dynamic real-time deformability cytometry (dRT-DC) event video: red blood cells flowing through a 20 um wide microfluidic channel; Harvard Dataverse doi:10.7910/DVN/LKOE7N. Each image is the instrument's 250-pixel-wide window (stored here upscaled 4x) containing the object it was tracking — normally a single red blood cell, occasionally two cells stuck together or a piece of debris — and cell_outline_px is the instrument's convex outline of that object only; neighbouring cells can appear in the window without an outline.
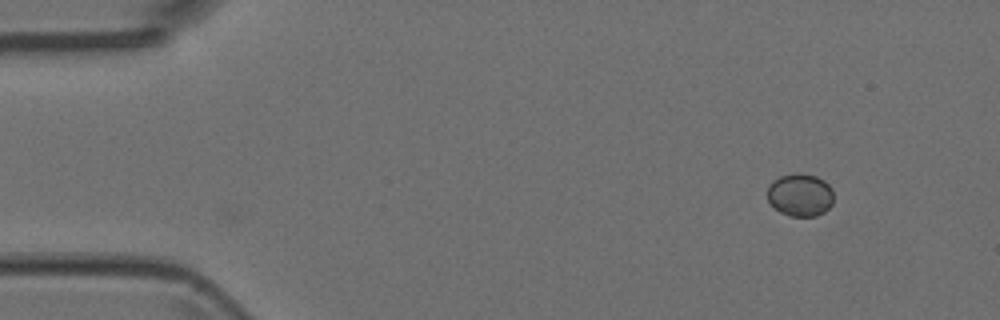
{"species": "Egyptian fruit bat (a non-hibernating species)", "species_latin": "Rousettus aegyptiacus", "temperature_condition": "room temperature", "stored_images_in_passage": 2, "camera_frame_rate_fps": 3000, "um_per_image_px": 0.085, "animal": {"sex": "female"}, "frame": {"image": 1, "passage_image": 2, "time_ms": 0.333, "image_size_px": [1000, 320], "cell_outline_px": [[832, 204], [824, 212], [816, 216], [788, 216], [780, 212], [768, 200], [768, 184], [772, 180], [780, 176], [796, 172], [800, 172], [816, 176], [824, 180], [832, 188]], "centroid_in_image_um": [68.01, 16.55], "position_along_channel_um": 17.0, "area_um2": 16.65}}